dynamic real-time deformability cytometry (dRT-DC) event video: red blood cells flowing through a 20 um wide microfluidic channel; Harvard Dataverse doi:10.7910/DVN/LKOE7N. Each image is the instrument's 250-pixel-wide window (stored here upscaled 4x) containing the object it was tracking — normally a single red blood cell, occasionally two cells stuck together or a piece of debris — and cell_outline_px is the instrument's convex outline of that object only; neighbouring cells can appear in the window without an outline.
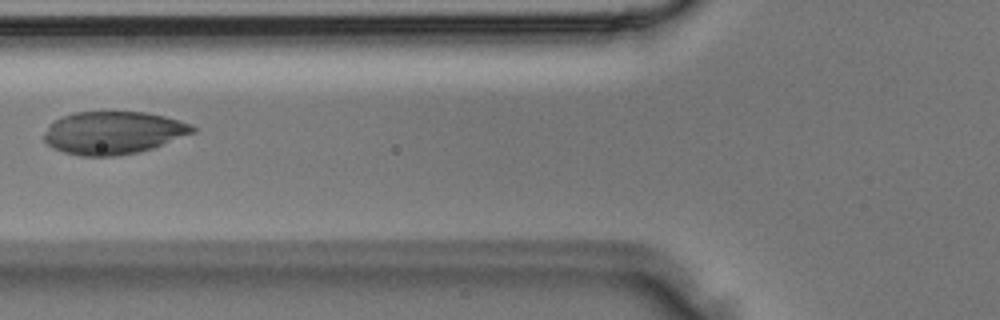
{"species": "Egyptian fruit bat (a non-hibernating species)", "species_latin": "Rousettus aegyptiacus", "temperature_condition": "room temperature", "stored_images_in_passage": 3, "camera_frame_rate_fps": 3000, "um_per_image_px": 0.085, "animal": {"sex": "male"}, "frame": {"image": 1, "passage_image": 3, "time_ms": 0.667, "image_size_px": [1000, 320], "cell_outline_px": [[196, 132], [152, 148], [140, 152], [116, 156], [80, 156], [64, 152], [52, 148], [44, 140], [44, 136], [48, 124], [64, 116], [76, 112], [144, 112], [164, 116], [192, 124], [196, 128]], "centroid_in_image_um": [9.63, 11.29], "position_along_channel_um": 116.2, "area_um2": 36.99}}